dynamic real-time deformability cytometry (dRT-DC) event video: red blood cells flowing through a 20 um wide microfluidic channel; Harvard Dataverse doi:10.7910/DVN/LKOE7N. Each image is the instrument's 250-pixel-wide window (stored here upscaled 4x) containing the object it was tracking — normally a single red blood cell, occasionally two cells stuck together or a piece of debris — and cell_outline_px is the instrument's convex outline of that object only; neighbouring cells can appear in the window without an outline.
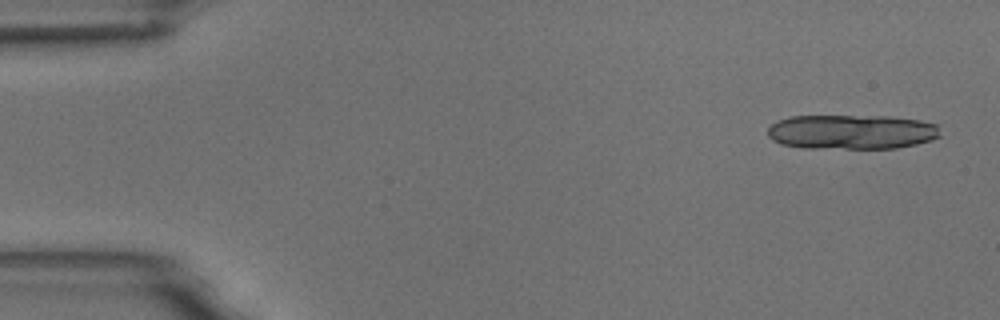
{"species": "common noctule bat (a hibernating species)", "species_latin": "Nyctalus noctula", "temperature_condition": "room temperature", "stored_images_in_passage": 5, "camera_frame_rate_fps": 3000, "um_per_image_px": 0.085, "animal": {"sex": "male", "body_mass_g": 18.8}, "frame": {"image": 1, "passage_image": 1, "time_ms": 0.0, "image_size_px": [1000, 320], "cell_outline_px": [[940, 136], [932, 140], [916, 144], [896, 148], [804, 148], [780, 144], [772, 140], [768, 136], [768, 128], [776, 120], [788, 116], [888, 116], [920, 120], [936, 124]], "centroid_in_image_um": [72.35, 11.21], "position_along_channel_um": 12.6, "area_um2": 35.03}}
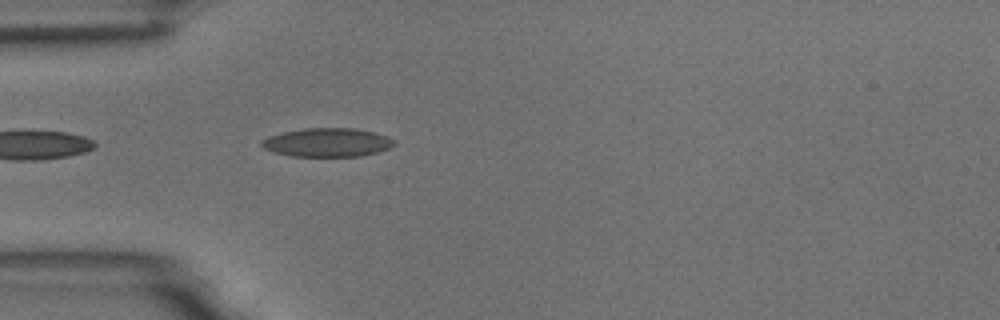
{"frame": {"image": 2, "passage_image": 5, "time_ms": 4.667, "image_size_px": [1000, 320], "cell_outline_px": [[392, 144], [388, 148], [376, 152], [360, 156], [292, 156], [272, 152], [264, 148], [260, 144], [260, 140], [268, 136], [300, 128], [356, 128], [376, 132], [388, 136], [392, 140]], "centroid_in_image_um": [27.76, 12.09], "position_along_channel_um": 57.2, "area_um2": 22.14}}